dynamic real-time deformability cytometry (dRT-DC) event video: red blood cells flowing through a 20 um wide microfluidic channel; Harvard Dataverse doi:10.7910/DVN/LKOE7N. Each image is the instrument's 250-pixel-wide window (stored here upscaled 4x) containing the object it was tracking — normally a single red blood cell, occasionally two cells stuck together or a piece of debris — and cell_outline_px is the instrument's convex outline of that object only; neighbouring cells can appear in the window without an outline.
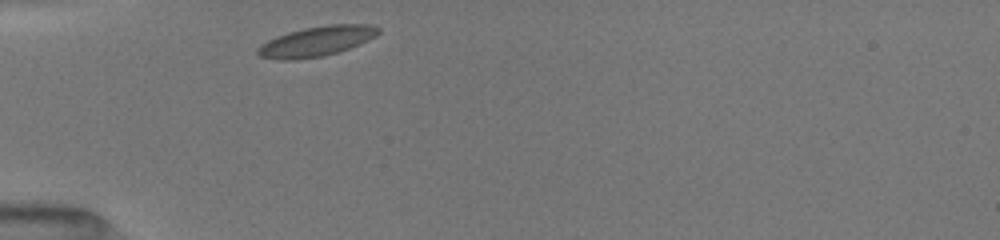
{"species": "common noctule bat (a hibernating species)", "species_latin": "Nyctalus noctula", "temperature_condition": "room temperature", "stored_images_in_passage": 29, "camera_frame_rate_fps": 3000, "um_per_image_px": 0.085, "animal": {"sex": "female", "body_mass_g": 19.5, "forearm_length_mm": 54.1}, "frame": {"image": 1, "passage_image": 1, "time_ms": 0.0, "image_size_px": [1000, 240], "cell_outline_px": [[380, 32], [376, 36], [360, 44], [336, 52], [320, 56], [292, 60], [276, 60], [260, 56], [256, 52], [256, 48], [260, 44], [268, 40], [304, 28], [328, 24], [368, 24], [380, 28]], "centroid_in_image_um": [26.91, 3.51], "position_along_channel_um": 58.1, "area_um2": 20.81}}
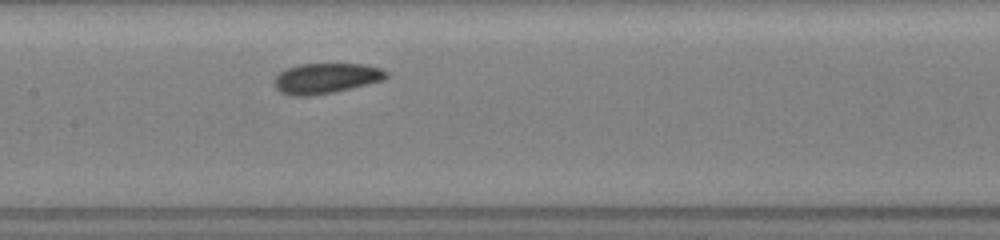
{"frame": {"image": 2, "passage_image": 11, "time_ms": 3.333, "image_size_px": [1000, 240], "cell_outline_px": [[388, 76], [384, 80], [368, 84], [332, 92], [308, 96], [288, 96], [280, 92], [276, 88], [276, 76], [280, 72], [288, 68], [300, 64], [364, 64], [380, 68], [388, 72]], "centroid_in_image_um": [27.73, 6.66], "position_along_channel_um": 179.7, "area_um2": 19.65}}
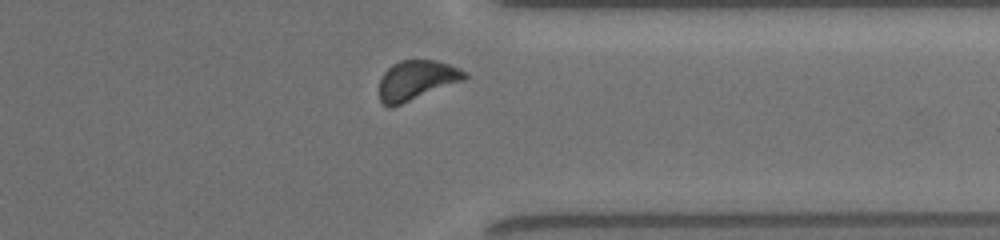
{"frame": {"image": 3, "passage_image": 26, "time_ms": 8.333, "image_size_px": [1000, 240], "cell_outline_px": [[468, 76], [464, 80], [392, 108], [388, 108], [380, 100], [380, 80], [384, 72], [392, 64], [400, 60], [436, 60], [460, 68], [468, 72]], "centroid_in_image_um": [35.41, 6.82], "position_along_channel_um": 376.0, "area_um2": 19.83}, "authors_computed_cell_mechanics": {"area_um2": 19.8832, "velocity_mm_per_s": 3.9535, "shape_relaxation_time_tau1_ms": 2.6297, "shape_relaxation_time_tau2_ms": 6.8628, "deformation_change_tau1": 0.0611, "deformation_change_tau2": 0.0994}}